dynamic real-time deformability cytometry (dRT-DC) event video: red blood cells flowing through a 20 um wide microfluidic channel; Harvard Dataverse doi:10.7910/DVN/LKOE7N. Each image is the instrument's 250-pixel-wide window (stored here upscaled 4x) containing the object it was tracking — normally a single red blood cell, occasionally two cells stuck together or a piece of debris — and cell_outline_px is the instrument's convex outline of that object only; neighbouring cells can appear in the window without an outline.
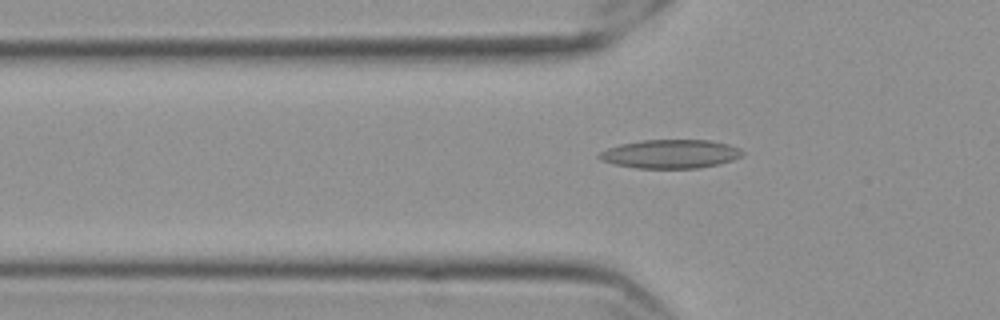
{"species": "Egyptian fruit bat (a non-hibernating species)", "species_latin": "Rousettus aegyptiacus", "temperature_condition": "cold", "stored_images_in_passage": 57, "camera_frame_rate_fps": 3000, "um_per_image_px": 0.085, "frame": {"image": 1, "passage_image": 19, "time_ms": 6.0, "image_size_px": [1000, 320], "cell_outline_px": [[744, 156], [720, 164], [700, 168], [636, 168], [612, 164], [600, 160], [596, 156], [600, 152], [608, 148], [620, 144], [640, 140], [712, 140], [728, 144], [740, 148], [744, 152]], "centroid_in_image_um": [57.0, 13.09], "position_along_channel_um": 68.8, "area_um2": 24.28}}
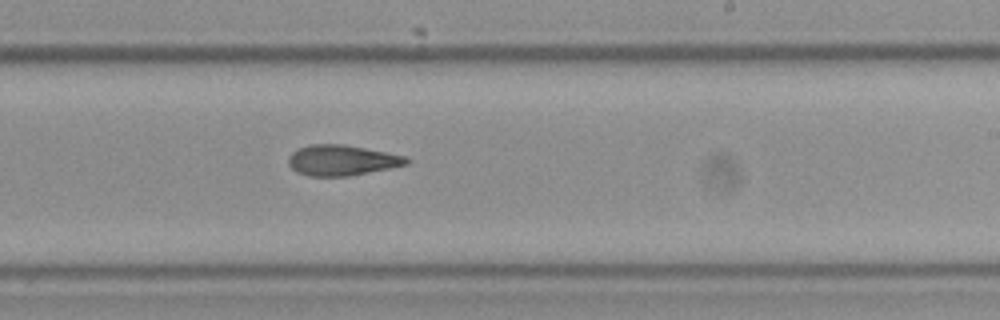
{"frame": {"image": 2, "passage_image": 35, "time_ms": 11.333, "image_size_px": [1000, 320], "cell_outline_px": [[412, 160], [408, 164], [348, 176], [308, 176], [296, 172], [288, 164], [288, 156], [296, 148], [308, 144], [344, 144], [404, 156]], "centroid_in_image_um": [28.99, 13.61], "position_along_channel_um": 260.0, "area_um2": 20.98}}
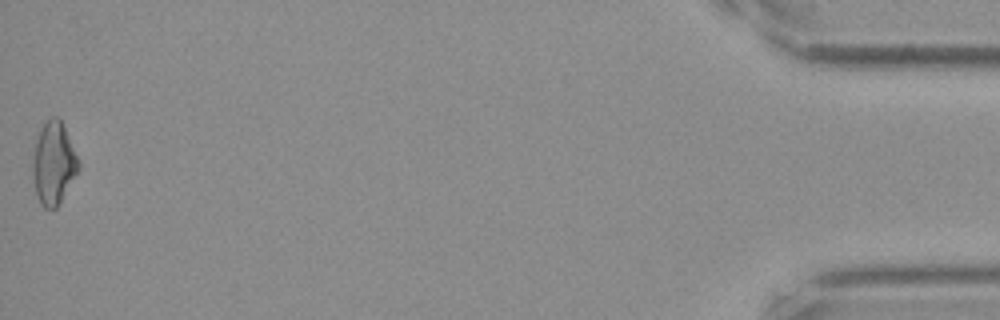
{"frame": {"image": 3, "passage_image": 57, "time_ms": 18.667, "image_size_px": [1000, 320], "cell_outline_px": [[80, 168], [60, 204], [56, 208], [44, 208], [40, 204], [36, 192], [32, 172], [32, 164], [36, 144], [40, 132], [44, 124], [52, 116], [60, 116], [80, 160]], "centroid_in_image_um": [4.6, 13.89], "position_along_channel_um": 430.6, "area_um2": 22.08}, "authors_computed_cell_mechanics": {"area_um2": 21.5594, "velocity_mm_per_s": 3.5733, "shape_relaxation_time_tau1_ms": null, "shape_relaxation_time_tau2_ms": 5.0222, "deformation_change_tau1": null, "deformation_change_tau2": 0.1452}}